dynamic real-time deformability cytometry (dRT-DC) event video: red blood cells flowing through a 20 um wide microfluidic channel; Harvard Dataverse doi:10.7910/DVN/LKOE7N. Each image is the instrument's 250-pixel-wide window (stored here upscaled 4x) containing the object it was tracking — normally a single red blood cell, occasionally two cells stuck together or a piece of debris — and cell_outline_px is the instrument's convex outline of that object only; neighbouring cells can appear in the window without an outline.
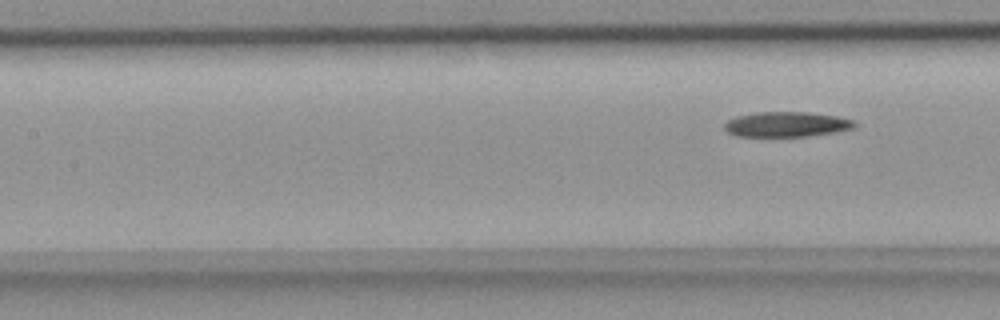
{"species": "common noctule bat (a hibernating species)", "species_latin": "Nyctalus noctula", "temperature_condition": "room temperature", "stored_images_in_passage": 9, "segment_of_instrument_passage": [2, 2], "camera_frame_rate_fps": 3000, "um_per_image_px": 0.085, "animal": {"sex": "female", "body_mass_g": 18.4}, "frame": {"image": 1, "passage_image": 9, "time_ms": 2.667, "image_size_px": [1000, 320], "cell_outline_px": [[856, 124], [852, 128], [836, 132], [808, 136], [736, 136], [728, 132], [724, 128], [724, 124], [728, 120], [736, 116], [756, 112], [808, 112], [836, 116], [852, 120]], "centroid_in_image_um": [66.82, 10.56], "position_along_channel_um": 140.6, "area_um2": 18.9}}